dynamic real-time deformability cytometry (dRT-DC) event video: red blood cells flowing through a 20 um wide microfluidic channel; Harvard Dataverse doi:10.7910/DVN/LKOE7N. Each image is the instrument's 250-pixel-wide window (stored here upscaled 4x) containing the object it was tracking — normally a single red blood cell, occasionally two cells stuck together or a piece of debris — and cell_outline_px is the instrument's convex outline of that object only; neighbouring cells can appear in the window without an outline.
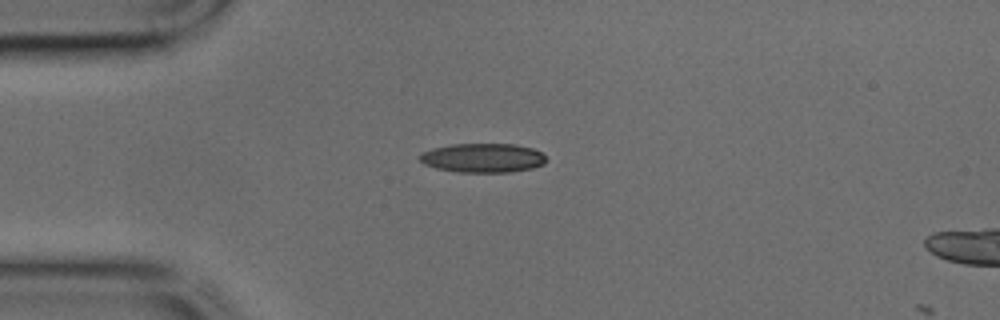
{"species": "common noctule bat (a hibernating species)", "species_latin": "Nyctalus noctula", "temperature_condition": "cold", "stored_images_in_passage": 12, "camera_frame_rate_fps": 3000, "um_per_image_px": 0.085, "animal": {"sex": "male", "body_mass_g": 17.9, "forearm_length_mm": 54.2}, "frame": {"image": 1, "passage_image": 10, "time_ms": 3.0, "image_size_px": [1000, 320], "cell_outline_px": [[544, 164], [532, 168], [508, 172], [456, 172], [436, 168], [424, 164], [416, 156], [420, 152], [432, 148], [452, 144], [516, 144], [532, 148], [540, 152], [544, 156]], "centroid_in_image_um": [40.97, 13.42], "position_along_channel_um": 44.0, "area_um2": 21.56}}